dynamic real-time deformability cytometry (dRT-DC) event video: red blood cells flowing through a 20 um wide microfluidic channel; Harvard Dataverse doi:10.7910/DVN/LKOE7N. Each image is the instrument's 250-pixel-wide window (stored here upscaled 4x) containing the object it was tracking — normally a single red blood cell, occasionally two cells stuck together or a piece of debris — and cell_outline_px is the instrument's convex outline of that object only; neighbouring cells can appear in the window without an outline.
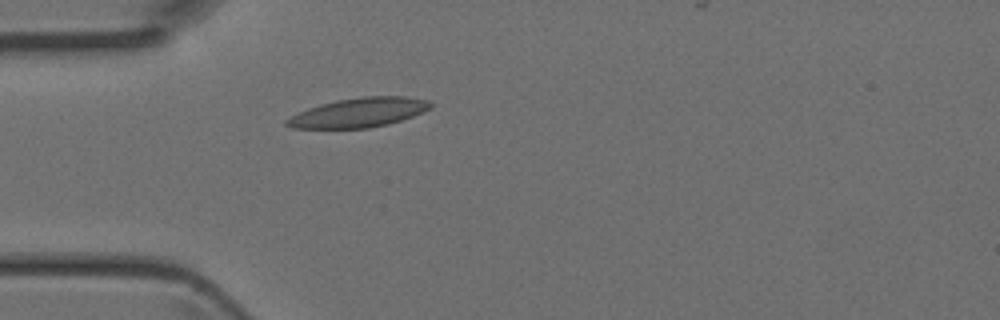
{"species": "Egyptian fruit bat (a non-hibernating species)", "species_latin": "Rousettus aegyptiacus", "temperature_condition": "room temperature", "stored_images_in_passage": 3, "camera_frame_rate_fps": 3000, "um_per_image_px": 0.085, "animal": {"sex": "female"}, "frame": {"image": 1, "passage_image": 3, "time_ms": 0.667, "image_size_px": [1000, 320], "cell_outline_px": [[432, 108], [424, 112], [388, 124], [368, 128], [292, 128], [284, 124], [284, 120], [308, 108], [320, 104], [336, 100], [360, 96], [404, 96], [428, 100], [432, 104]], "centroid_in_image_um": [30.51, 9.56], "position_along_channel_um": 54.5, "area_um2": 24.62}}